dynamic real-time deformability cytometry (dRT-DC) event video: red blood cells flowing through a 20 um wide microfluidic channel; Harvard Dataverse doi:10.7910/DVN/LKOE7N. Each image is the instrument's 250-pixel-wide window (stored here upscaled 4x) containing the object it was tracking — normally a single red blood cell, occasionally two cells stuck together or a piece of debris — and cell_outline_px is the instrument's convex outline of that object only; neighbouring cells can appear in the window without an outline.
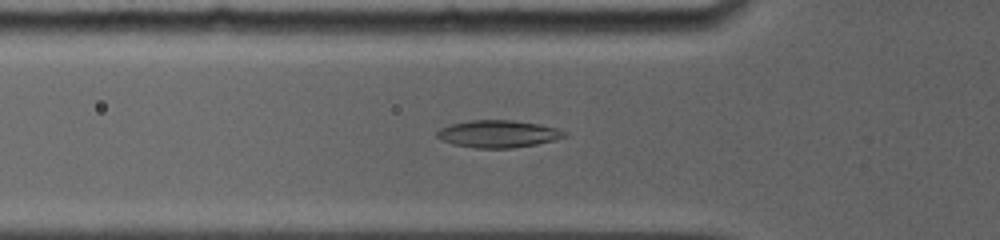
{"species": "common noctule bat (a hibernating species)", "species_latin": "Nyctalus noctula", "temperature_condition": "room temperature", "stored_images_in_passage": 85, "segment_of_instrument_passage": [1, 2], "camera_frame_rate_fps": 5000, "um_per_image_px": 0.085, "animal": {"sex": "female", "body_mass_g": 19.0, "forearm_length_mm": 56.7}, "frame": {"image": 1, "passage_image": 28, "time_ms": 3.6, "image_size_px": [1000, 240], "cell_outline_px": [[568, 136], [536, 144], [512, 148], [476, 148], [452, 144], [436, 136], [436, 132], [440, 128], [448, 124], [468, 120], [512, 120], [540, 124], [560, 128], [568, 132]], "centroid_in_image_um": [42.36, 11.37], "position_along_channel_um": 83.4, "area_um2": 20.46}}
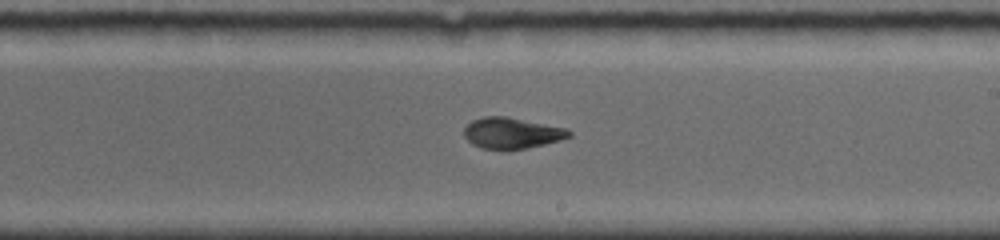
{"frame": {"image": 2, "passage_image": 57, "time_ms": 7.8, "image_size_px": [1000, 240], "cell_outline_px": [[572, 136], [560, 140], [544, 144], [524, 148], [480, 148], [472, 144], [464, 136], [464, 128], [472, 120], [484, 116], [508, 116], [568, 128], [572, 132]], "centroid_in_image_um": [43.53, 11.28], "position_along_channel_um": 245.5, "area_um2": 18.9}}
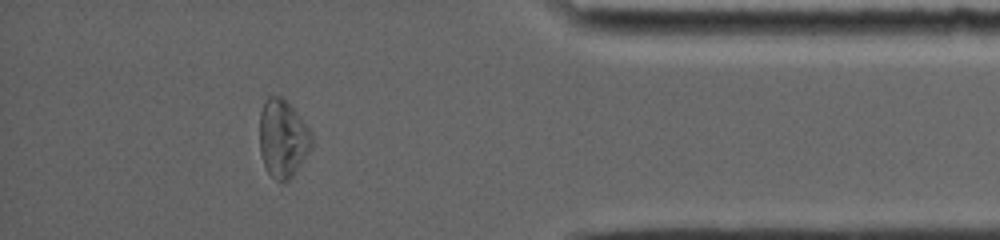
{"frame": {"image": 3, "passage_image": 77, "time_ms": 12.6, "image_size_px": [1000, 240], "cell_outline_px": [[312, 148], [292, 176], [288, 180], [276, 180], [268, 172], [264, 164], [260, 152], [260, 112], [264, 100], [268, 96], [280, 96], [288, 100], [312, 132]], "centroid_in_image_um": [24.05, 11.72], "position_along_channel_um": 411.2, "area_um2": 23.76}}